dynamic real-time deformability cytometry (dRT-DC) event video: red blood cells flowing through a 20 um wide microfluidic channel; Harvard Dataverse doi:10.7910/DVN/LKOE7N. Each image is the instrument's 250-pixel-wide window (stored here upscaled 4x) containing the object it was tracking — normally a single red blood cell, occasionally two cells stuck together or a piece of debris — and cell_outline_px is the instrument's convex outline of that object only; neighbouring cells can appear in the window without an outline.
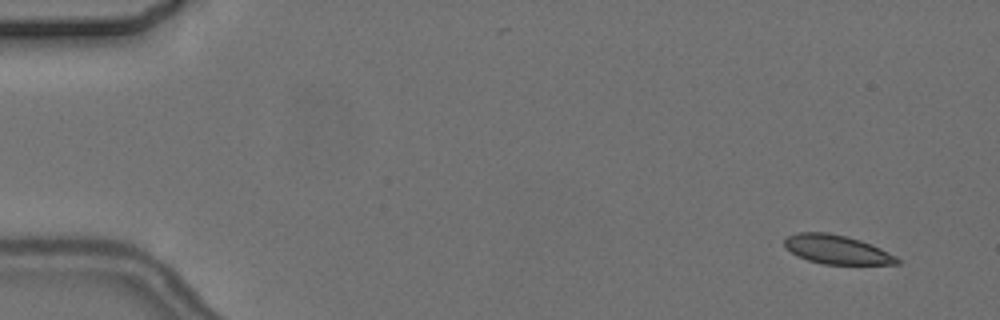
{"species": "common noctule bat (a hibernating species)", "species_latin": "Nyctalus noctula", "temperature_condition": "cold", "stored_images_in_passage": 5, "camera_frame_rate_fps": 3000, "um_per_image_px": 0.085, "animal": {"sex": "female", "body_mass_g": 24.6, "forearm_length_mm": 56.2}, "frame": {"image": 1, "passage_image": 1, "time_ms": 0.0, "image_size_px": [1000, 320], "cell_outline_px": [[900, 264], [824, 264], [808, 260], [796, 256], [784, 244], [784, 240], [788, 236], [796, 232], [828, 232], [860, 240], [872, 244], [896, 256], [900, 260]], "centroid_in_image_um": [71.13, 21.21], "position_along_channel_um": 13.9, "area_um2": 18.9}}